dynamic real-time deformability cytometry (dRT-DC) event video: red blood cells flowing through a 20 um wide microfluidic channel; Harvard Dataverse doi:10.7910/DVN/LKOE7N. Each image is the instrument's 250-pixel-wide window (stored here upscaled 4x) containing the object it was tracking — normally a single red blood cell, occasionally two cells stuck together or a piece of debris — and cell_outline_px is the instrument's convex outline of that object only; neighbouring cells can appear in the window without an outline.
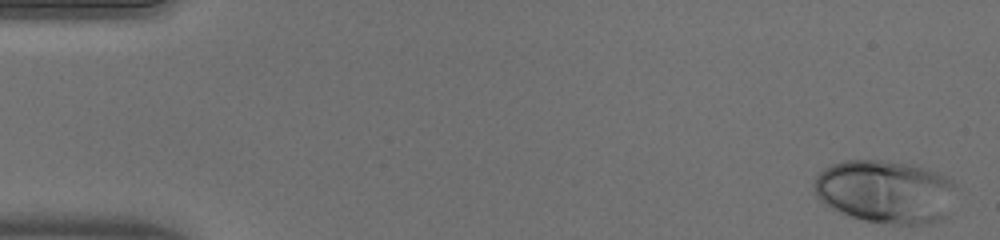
{"species": "human", "species_latin": "Homo sapiens", "temperature_condition": "warm", "stored_images_in_passage": 50, "camera_frame_rate_fps": 3000, "um_per_image_px": 0.085, "donor": {"sex": "male"}, "frame": {"image": 1, "passage_image": 1, "time_ms": 0.0, "image_size_px": [1000, 240], "cell_outline_px": [[960, 188], [944, 216], [936, 220], [924, 224], [896, 224], [864, 220], [840, 212], [824, 204], [816, 196], [816, 176], [824, 168], [832, 164], [844, 160], [880, 160], [912, 164], [928, 168], [952, 180]], "centroid_in_image_um": [75.3, 16.26], "position_along_channel_um": 9.7, "area_um2": 52.25}}
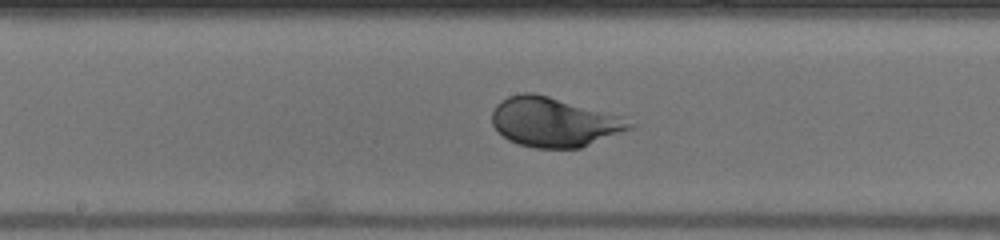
{"frame": {"image": 2, "passage_image": 26, "time_ms": 8.333, "image_size_px": [1000, 240], "cell_outline_px": [[636, 124], [632, 128], [580, 148], [536, 148], [520, 144], [508, 140], [492, 124], [492, 112], [496, 104], [500, 100], [508, 96], [524, 92], [532, 92], [548, 96], [620, 116]], "centroid_in_image_um": [47.06, 10.37], "position_along_channel_um": 201.1, "area_um2": 39.19}}
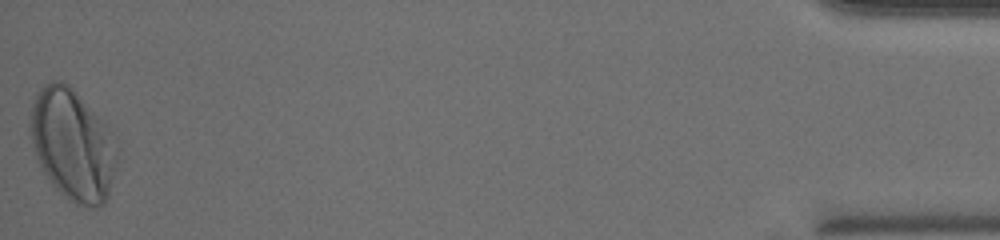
{"frame": {"image": 3, "passage_image": 50, "time_ms": 16.333, "image_size_px": [1000, 240], "cell_outline_px": [[120, 144], [116, 164], [108, 196], [104, 204], [96, 208], [88, 208], [76, 204], [64, 196], [52, 184], [44, 172], [32, 148], [28, 132], [28, 124], [32, 104], [36, 92], [44, 84], [52, 80], [60, 80], [68, 84], [104, 120]], "centroid_in_image_um": [6.18, 12.28], "position_along_channel_um": 429.0, "area_um2": 57.34}, "authors_computed_cell_mechanics": {"area_um2": 43.1188, "velocity_mm_per_s": 4.0211, "shape_relaxation_time_tau1_ms": 2.2571, "shape_relaxation_time_tau2_ms": null, "deformation_change_tau1": 0.1689, "deformation_change_tau2": null}}